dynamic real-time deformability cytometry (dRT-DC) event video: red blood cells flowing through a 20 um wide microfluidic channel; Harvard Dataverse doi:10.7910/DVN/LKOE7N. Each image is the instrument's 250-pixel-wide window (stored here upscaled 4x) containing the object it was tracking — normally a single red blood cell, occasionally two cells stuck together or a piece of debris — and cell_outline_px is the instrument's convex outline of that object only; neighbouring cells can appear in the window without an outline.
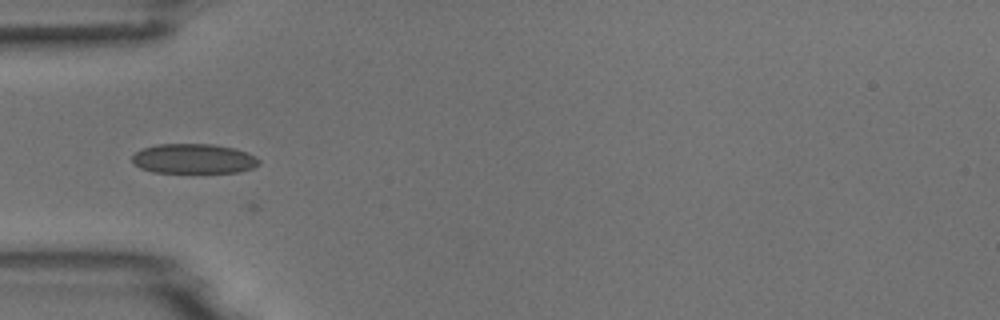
{"species": "common noctule bat (a hibernating species)", "species_latin": "Nyctalus noctula", "temperature_condition": "room temperature", "stored_images_in_passage": 2, "camera_frame_rate_fps": 3000, "um_per_image_px": 0.085, "animal": {"sex": "male", "body_mass_g": 18.8}, "frame": {"image": 1, "passage_image": 1, "time_ms": 0.0, "image_size_px": [1000, 320], "cell_outline_px": [[260, 164], [252, 168], [240, 172], [152, 172], [140, 168], [132, 160], [132, 156], [136, 152], [144, 148], [156, 144], [212, 144], [236, 148], [256, 156], [260, 160]], "centroid_in_image_um": [16.49, 13.49], "position_along_channel_um": 68.5, "area_um2": 22.02}}